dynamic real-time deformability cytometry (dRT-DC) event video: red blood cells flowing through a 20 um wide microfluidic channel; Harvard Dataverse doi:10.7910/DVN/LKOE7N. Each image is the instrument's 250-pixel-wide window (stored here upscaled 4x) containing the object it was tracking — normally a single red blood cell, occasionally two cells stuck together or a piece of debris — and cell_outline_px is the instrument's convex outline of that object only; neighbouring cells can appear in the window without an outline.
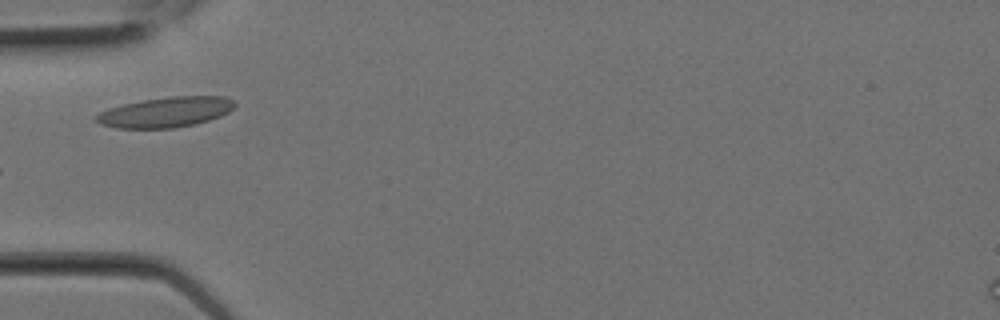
{"species": "Egyptian fruit bat (a non-hibernating species)", "species_latin": "Rousettus aegyptiacus", "temperature_condition": "room temperature", "stored_images_in_passage": 2, "camera_frame_rate_fps": 3000, "um_per_image_px": 0.085, "animal": {"sex": "female"}, "frame": {"image": 1, "passage_image": 2, "time_ms": 0.333, "image_size_px": [1000, 320], "cell_outline_px": [[236, 104], [228, 112], [220, 116], [196, 124], [176, 128], [116, 128], [100, 124], [96, 120], [96, 116], [100, 112], [108, 108], [124, 104], [144, 100], [172, 96], [224, 96], [236, 100]], "centroid_in_image_um": [14.11, 9.53], "position_along_channel_um": 70.9, "area_um2": 24.39}}